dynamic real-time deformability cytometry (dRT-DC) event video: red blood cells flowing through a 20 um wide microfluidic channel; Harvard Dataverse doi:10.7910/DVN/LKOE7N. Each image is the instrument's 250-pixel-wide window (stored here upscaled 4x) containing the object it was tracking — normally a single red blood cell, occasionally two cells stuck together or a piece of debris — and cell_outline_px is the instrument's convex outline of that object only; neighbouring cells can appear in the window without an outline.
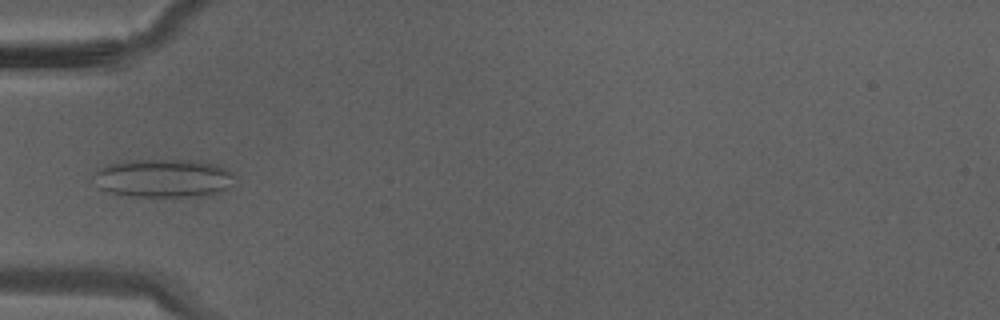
{"species": "Egyptian fruit bat (a non-hibernating species)", "species_latin": "Rousettus aegyptiacus", "temperature_condition": "warm", "stored_images_in_passage": 35, "camera_frame_rate_fps": 3000, "um_per_image_px": 0.085, "animal": {"sex": "male"}, "frame": {"image": 1, "passage_image": 11, "time_ms": 3.333, "image_size_px": [1000, 320], "cell_outline_px": [[236, 176], [232, 184], [228, 188], [212, 196], [132, 196], [112, 192], [100, 188], [92, 176], [92, 172], [96, 168], [108, 164], [132, 160], [200, 160], [216, 164], [232, 172]], "centroid_in_image_um": [13.92, 15.13], "position_along_channel_um": 71.1, "area_um2": 31.91}}
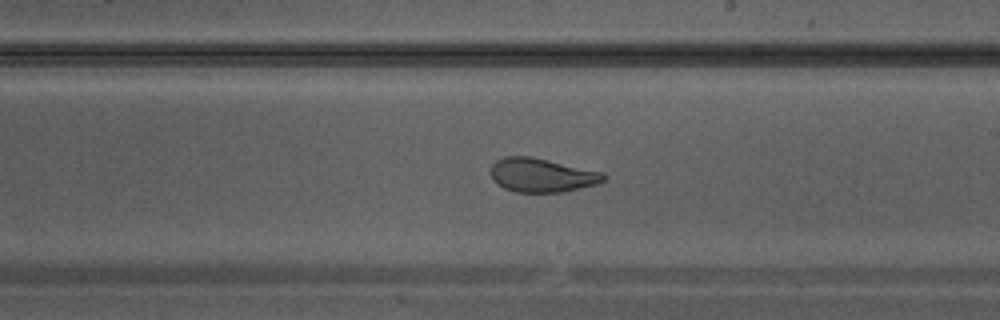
{"frame": {"image": 2, "passage_image": 20, "time_ms": 6.333, "image_size_px": [1000, 320], "cell_outline_px": [[608, 176], [604, 180], [596, 184], [564, 192], [516, 192], [504, 188], [492, 180], [492, 164], [496, 160], [504, 156], [532, 156], [604, 172]], "centroid_in_image_um": [46.07, 14.88], "position_along_channel_um": 242.9, "area_um2": 22.43}}